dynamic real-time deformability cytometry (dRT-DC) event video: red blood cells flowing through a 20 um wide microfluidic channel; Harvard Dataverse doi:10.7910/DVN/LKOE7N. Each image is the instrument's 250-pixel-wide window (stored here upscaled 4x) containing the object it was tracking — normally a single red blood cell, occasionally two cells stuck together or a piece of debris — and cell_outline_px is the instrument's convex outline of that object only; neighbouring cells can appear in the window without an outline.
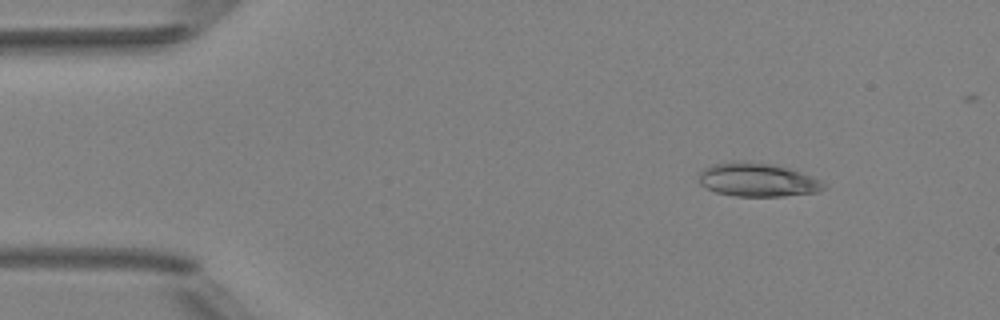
{"species": "Egyptian fruit bat (a non-hibernating species)", "species_latin": "Rousettus aegyptiacus", "temperature_condition": "room temperature", "stored_images_in_passage": 5, "camera_frame_rate_fps": 3000, "um_per_image_px": 0.085, "animal": {"sex": "female"}, "frame": {"image": 1, "passage_image": 2, "time_ms": 1.0, "image_size_px": [1000, 320], "cell_outline_px": [[828, 188], [816, 192], [784, 196], [736, 196], [716, 192], [700, 184], [700, 172], [704, 168], [712, 164], [732, 160], [768, 164], [792, 168], [820, 180]], "centroid_in_image_um": [64.4, 15.28], "position_along_channel_um": 20.6, "area_um2": 24.39}}
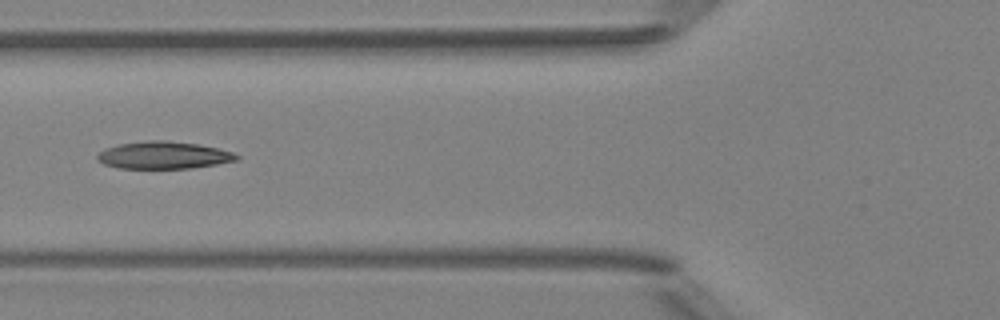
{"frame": {"image": 2, "passage_image": 5, "time_ms": 5.333, "image_size_px": [1000, 320], "cell_outline_px": [[240, 160], [192, 168], [120, 168], [104, 164], [96, 160], [96, 156], [104, 148], [120, 144], [148, 140], [164, 140], [200, 144], [232, 152], [240, 156]], "centroid_in_image_um": [13.91, 13.19], "position_along_channel_um": 111.9, "area_um2": 22.2}}